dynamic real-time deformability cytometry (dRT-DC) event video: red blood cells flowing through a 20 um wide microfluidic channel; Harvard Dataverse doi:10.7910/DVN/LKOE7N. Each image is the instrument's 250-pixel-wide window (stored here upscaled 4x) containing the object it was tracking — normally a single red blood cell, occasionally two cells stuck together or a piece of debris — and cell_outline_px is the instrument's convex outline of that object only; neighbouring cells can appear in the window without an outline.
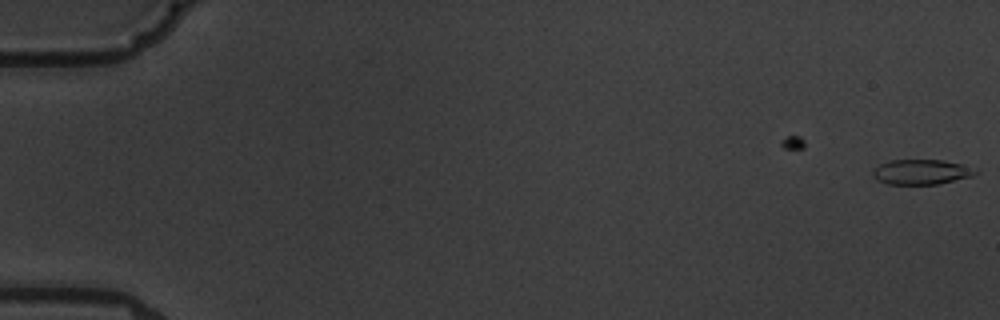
{"species": "common noctule bat (a hibernating species)", "species_latin": "Nyctalus noctula", "temperature_condition": "warm", "stored_images_in_passage": 2, "camera_frame_rate_fps": 3000, "um_per_image_px": 0.085, "animal": {"sex": "male", "body_mass_g": 19.5, "forearm_length_mm": 54.6}, "frame": {"image": 1, "passage_image": 2, "time_ms": 1.0, "image_size_px": [1000, 320], "cell_outline_px": [[980, 172], [972, 176], [936, 184], [888, 184], [876, 180], [872, 176], [872, 172], [880, 164], [892, 160], [944, 160], [960, 164]], "centroid_in_image_um": [78.27, 14.62], "position_along_channel_um": 6.7, "area_um2": 14.74}}